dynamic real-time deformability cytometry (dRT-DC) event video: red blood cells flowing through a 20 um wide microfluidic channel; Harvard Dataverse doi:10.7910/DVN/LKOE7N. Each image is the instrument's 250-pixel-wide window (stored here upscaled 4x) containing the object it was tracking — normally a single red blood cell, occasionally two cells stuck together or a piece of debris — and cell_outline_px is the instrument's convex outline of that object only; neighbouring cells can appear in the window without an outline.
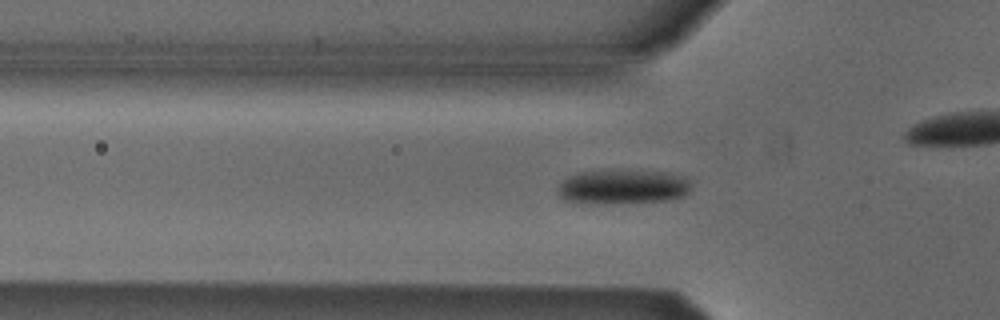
{"species": "Egyptian fruit bat (a non-hibernating species)", "species_latin": "Rousettus aegyptiacus", "temperature_condition": "cold", "stored_images_in_passage": 47, "camera_frame_rate_fps": 3000, "um_per_image_px": 0.085, "animal": {"sex": "male"}, "frame": {"image": 1, "passage_image": 10, "time_ms": 3.0, "image_size_px": [1000, 320], "cell_outline_px": [[688, 192], [684, 196], [668, 200], [604, 204], [592, 204], [564, 200], [556, 192], [556, 188], [568, 176], [580, 172], [664, 172], [684, 176], [688, 180]], "centroid_in_image_um": [52.88, 15.92], "position_along_channel_um": 72.9, "area_um2": 26.24}}
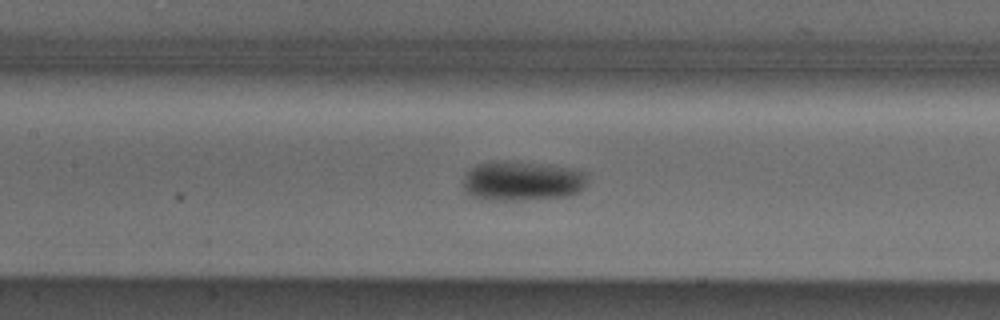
{"frame": {"image": 2, "passage_image": 17, "time_ms": 5.333, "image_size_px": [1000, 320], "cell_outline_px": [[584, 188], [580, 192], [568, 196], [524, 200], [492, 200], [472, 196], [464, 188], [464, 172], [476, 164], [496, 160], [548, 164], [568, 168], [584, 172]], "centroid_in_image_um": [44.34, 15.37], "position_along_channel_um": 163.1, "area_um2": 28.73}}
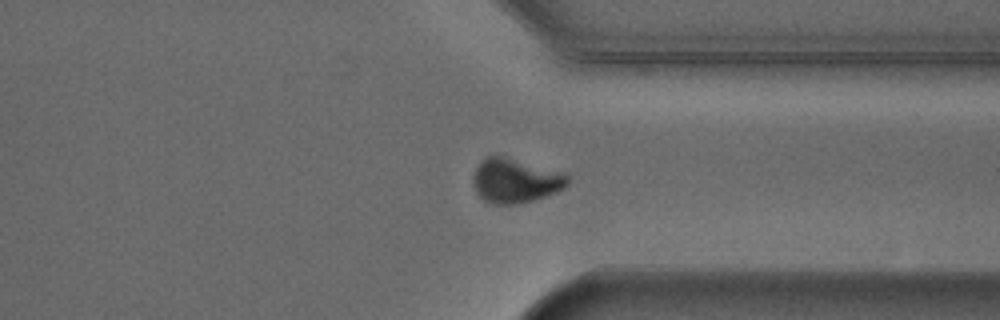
{"frame": {"image": 3, "passage_image": 33, "time_ms": 10.667, "image_size_px": [1000, 320], "cell_outline_px": [[568, 184], [564, 188], [556, 192], [532, 200], [516, 204], [492, 204], [484, 200], [476, 192], [472, 180], [472, 176], [480, 160], [488, 156], [500, 156], [568, 172]], "centroid_in_image_um": [43.81, 15.35], "position_along_channel_um": 367.6, "area_um2": 24.51}, "authors_computed_cell_mechanics": {"area_um2": 24.5072, "velocity_mm_per_s": 3.8565, "shape_relaxation_time_tau1_ms": 2.6409, "shape_relaxation_time_tau2_ms": null, "deformation_change_tau1": 0.09, "deformation_change_tau2": null}}